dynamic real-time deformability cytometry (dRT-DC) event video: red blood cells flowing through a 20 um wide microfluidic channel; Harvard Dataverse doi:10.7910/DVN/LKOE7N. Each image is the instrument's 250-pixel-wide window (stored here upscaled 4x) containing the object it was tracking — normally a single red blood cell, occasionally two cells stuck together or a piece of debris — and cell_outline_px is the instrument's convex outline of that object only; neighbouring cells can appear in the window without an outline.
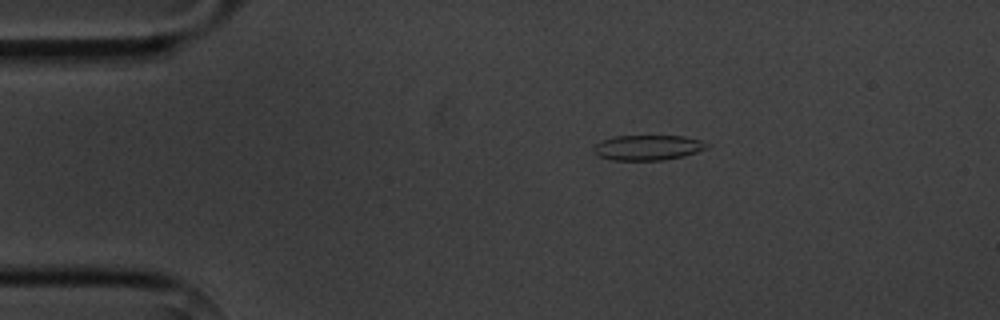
{"species": "common noctule bat (a hibernating species)", "species_latin": "Nyctalus noctula", "temperature_condition": "cold", "stored_images_in_passage": 5, "camera_frame_rate_fps": 3000, "um_per_image_px": 0.085, "animal": {"sex": "male", "body_mass_g": 20.1, "forearm_length_mm": 53.5}, "frame": {"image": 1, "passage_image": 2, "time_ms": 1.0, "image_size_px": [1000, 320], "cell_outline_px": [[712, 144], [708, 148], [696, 152], [664, 160], [612, 160], [596, 156], [592, 152], [592, 148], [596, 144], [604, 140], [616, 136], [684, 136], [700, 140]], "centroid_in_image_um": [55.05, 12.55], "position_along_channel_um": 29.9, "area_um2": 16.65}}
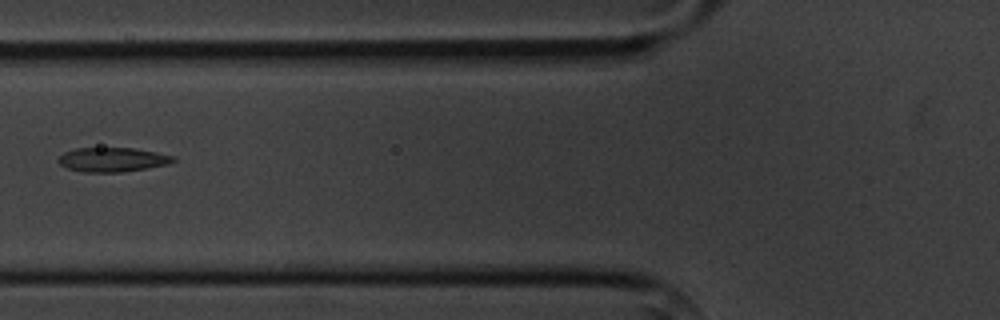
{"frame": {"image": 2, "passage_image": 5, "time_ms": 4.667, "image_size_px": [1000, 320], "cell_outline_px": [[176, 160], [168, 164], [148, 168], [124, 172], [84, 172], [68, 168], [60, 164], [56, 160], [64, 152], [76, 148], [136, 148], [176, 156]], "centroid_in_image_um": [9.59, 13.56], "position_along_channel_um": 116.2, "area_um2": 16.36}}